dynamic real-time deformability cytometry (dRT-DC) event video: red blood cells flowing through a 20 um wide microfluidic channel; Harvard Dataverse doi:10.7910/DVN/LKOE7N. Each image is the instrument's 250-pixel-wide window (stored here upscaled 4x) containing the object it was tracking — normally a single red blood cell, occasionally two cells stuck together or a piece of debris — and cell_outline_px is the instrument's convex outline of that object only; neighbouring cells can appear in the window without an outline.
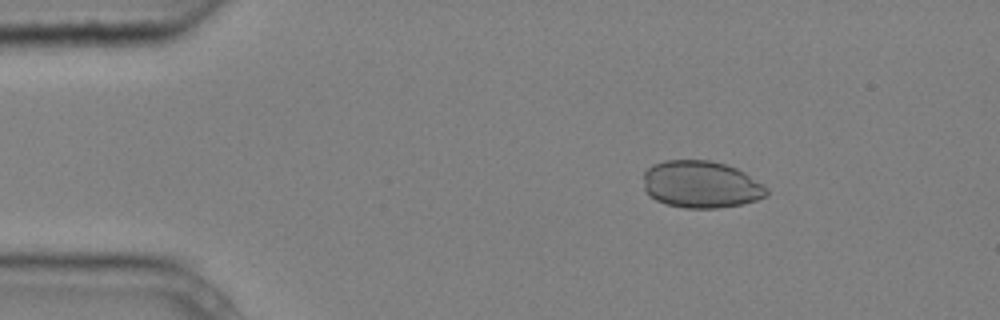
{"species": "common noctule bat (a hibernating species)", "species_latin": "Nyctalus noctula", "temperature_condition": "cold", "stored_images_in_passage": 4, "camera_frame_rate_fps": 3000, "um_per_image_px": 0.085, "animal": {"sex": "male", "body_mass_g": 20.4}, "frame": {"image": 1, "passage_image": 2, "time_ms": 0.333, "image_size_px": [1000, 320], "cell_outline_px": [[768, 196], [756, 200], [740, 204], [716, 208], [684, 208], [668, 204], [656, 200], [648, 196], [644, 192], [644, 172], [652, 164], [664, 160], [708, 160], [724, 164], [736, 168], [744, 172], [764, 184], [768, 188]], "centroid_in_image_um": [59.58, 15.67], "position_along_channel_um": 25.4, "area_um2": 34.04}}